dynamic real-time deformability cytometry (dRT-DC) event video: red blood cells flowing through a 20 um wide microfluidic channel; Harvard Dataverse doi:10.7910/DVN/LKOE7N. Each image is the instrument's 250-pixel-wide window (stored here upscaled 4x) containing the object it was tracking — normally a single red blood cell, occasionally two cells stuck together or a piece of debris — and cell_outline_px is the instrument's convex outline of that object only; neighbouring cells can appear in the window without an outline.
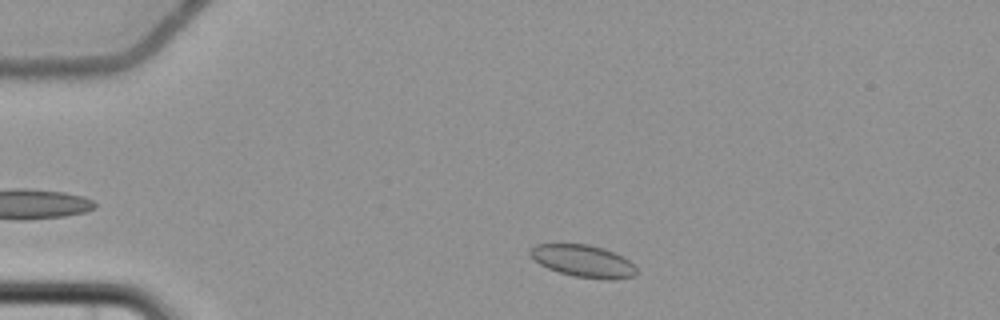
{"species": "common noctule bat (a hibernating species)", "species_latin": "Nyctalus noctula", "temperature_condition": "cold", "stored_images_in_passage": 4, "camera_frame_rate_fps": 3000, "um_per_image_px": 0.085, "animal": {"sex": "female", "body_mass_g": 22.7, "forearm_length_mm": 54.2}, "frame": {"image": 1, "passage_image": 1, "time_ms": 0.0, "image_size_px": [1000, 320], "cell_outline_px": [[636, 276], [612, 280], [608, 280], [576, 276], [560, 272], [548, 268], [532, 260], [528, 252], [536, 244], [588, 244], [604, 248], [624, 256], [636, 268]], "centroid_in_image_um": [49.58, 22.18], "position_along_channel_um": 35.4, "area_um2": 20.0}}
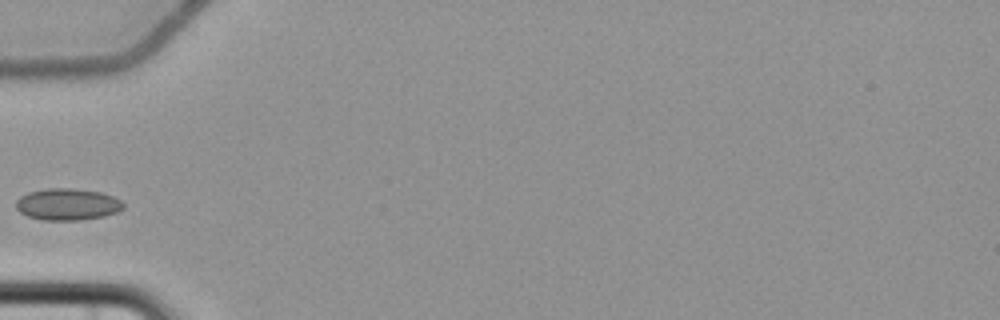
{"frame": {"image": 2, "passage_image": 3, "time_ms": 2.667, "image_size_px": [1000, 320], "cell_outline_px": [[124, 208], [116, 212], [104, 216], [80, 220], [44, 220], [28, 216], [20, 212], [16, 208], [16, 200], [20, 196], [28, 192], [48, 188], [72, 188], [100, 192], [112, 196], [120, 200], [124, 204]], "centroid_in_image_um": [5.72, 17.36], "position_along_channel_um": 79.3, "area_um2": 19.83}}
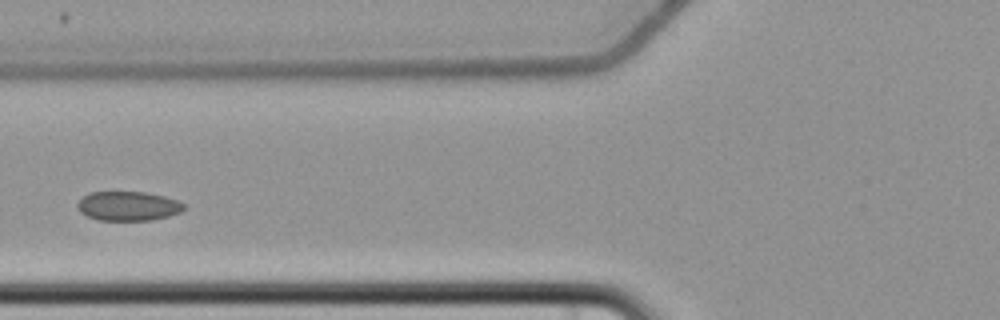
{"frame": {"image": 3, "passage_image": 4, "time_ms": 3.667, "image_size_px": [1000, 320], "cell_outline_px": [[184, 208], [180, 212], [168, 216], [152, 220], [96, 220], [80, 212], [76, 208], [76, 204], [88, 192], [144, 192], [164, 196], [176, 200], [184, 204]], "centroid_in_image_um": [10.85, 17.51], "position_along_channel_um": 114.9, "area_um2": 18.15}}